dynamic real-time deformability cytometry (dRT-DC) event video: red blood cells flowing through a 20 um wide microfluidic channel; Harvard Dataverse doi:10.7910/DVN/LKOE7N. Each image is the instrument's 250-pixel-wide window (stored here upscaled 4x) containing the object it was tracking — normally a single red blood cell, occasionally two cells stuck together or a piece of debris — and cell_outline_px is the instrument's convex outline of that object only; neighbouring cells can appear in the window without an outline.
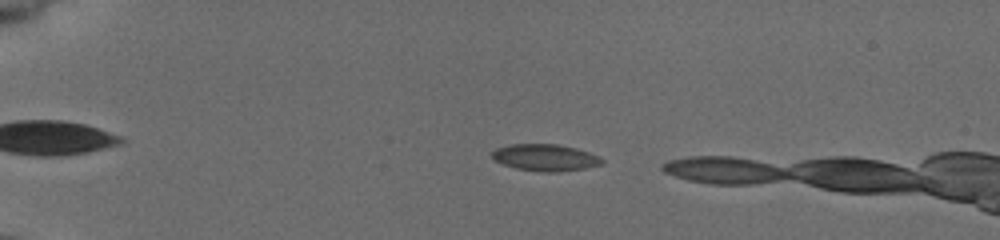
{"species": "common noctule bat (a hibernating species)", "species_latin": "Nyctalus noctula", "temperature_condition": "cold", "stored_images_in_passage": 10, "camera_frame_rate_fps": 3000, "um_per_image_px": 0.085, "animal": {"sex": "female", "body_mass_g": 19.5, "forearm_length_mm": 54.1}, "frame": {"image": 1, "passage_image": 6, "time_ms": 1.667, "image_size_px": [1000, 240], "cell_outline_px": [[604, 160], [600, 164], [584, 168], [548, 172], [516, 168], [504, 164], [496, 160], [492, 156], [492, 152], [496, 148], [512, 144], [556, 144], [572, 148], [596, 156]], "centroid_in_image_um": [46.28, 13.38], "position_along_channel_um": 38.7, "area_um2": 16.36}}